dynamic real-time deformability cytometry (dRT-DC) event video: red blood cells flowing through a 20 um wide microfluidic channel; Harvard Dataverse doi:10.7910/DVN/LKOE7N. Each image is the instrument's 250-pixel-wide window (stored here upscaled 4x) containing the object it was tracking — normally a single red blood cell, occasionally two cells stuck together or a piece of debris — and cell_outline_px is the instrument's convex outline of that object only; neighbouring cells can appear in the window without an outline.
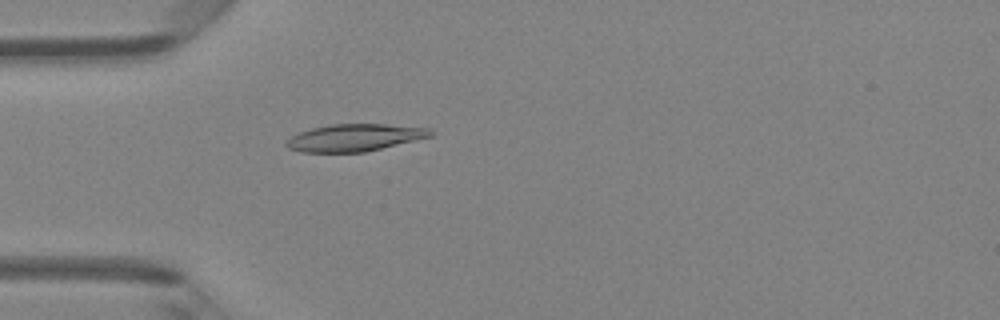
{"species": "Egyptian fruit bat (a non-hibernating species)", "species_latin": "Rousettus aegyptiacus", "temperature_condition": "room temperature", "stored_images_in_passage": 47, "camera_frame_rate_fps": 3000, "um_per_image_px": 0.085, "animal": {"sex": "female"}, "frame": {"image": 1, "passage_image": 14, "time_ms": 4.333, "image_size_px": [1000, 320], "cell_outline_px": [[436, 132], [432, 136], [416, 140], [364, 152], [300, 152], [288, 148], [284, 144], [284, 140], [300, 132], [312, 128], [328, 124], [384, 124], [428, 128]], "centroid_in_image_um": [30.12, 11.7], "position_along_channel_um": 54.9, "area_um2": 22.89}}
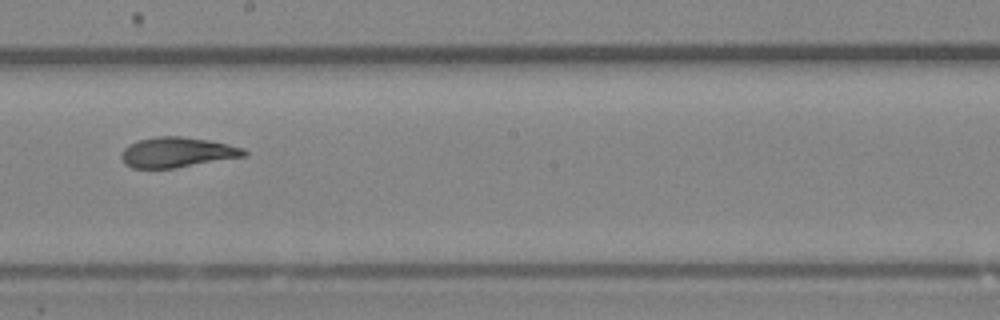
{"frame": {"image": 2, "passage_image": 27, "time_ms": 8.667, "image_size_px": [1000, 320], "cell_outline_px": [[248, 156], [176, 168], [132, 168], [124, 164], [120, 156], [124, 148], [128, 144], [136, 140], [156, 136], [180, 136], [208, 140], [228, 144], [244, 148], [248, 152]], "centroid_in_image_um": [15.06, 12.95], "position_along_channel_um": 233.1, "area_um2": 21.91}}
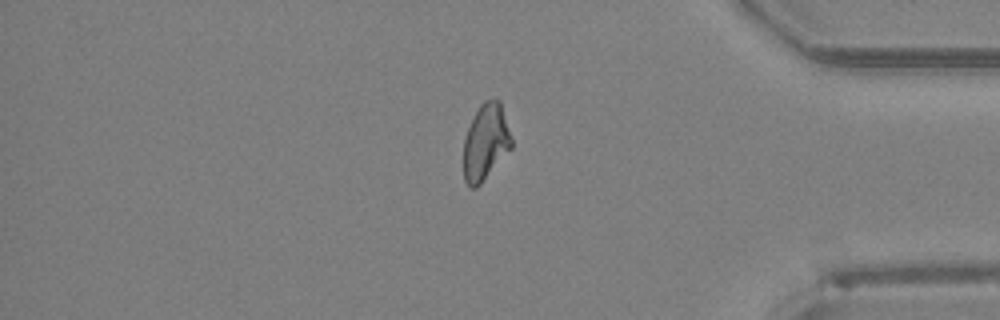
{"frame": {"image": 3, "passage_image": 40, "time_ms": 13.0, "image_size_px": [1000, 320], "cell_outline_px": [[512, 148], [480, 184], [476, 188], [472, 188], [464, 180], [464, 140], [468, 128], [480, 104], [484, 100], [500, 100], [512, 140]], "centroid_in_image_um": [41.28, 12.09], "position_along_channel_um": 393.9, "area_um2": 20.98}, "authors_computed_cell_mechanics": {"area_um2": 22.0796, "velocity_mm_per_s": 4.2783, "shape_relaxation_time_tau1_ms": 4.4806, "shape_relaxation_time_tau2_ms": 2.1314, "deformation_change_tau1": 0.1722, "deformation_change_tau2": 0.0757}}